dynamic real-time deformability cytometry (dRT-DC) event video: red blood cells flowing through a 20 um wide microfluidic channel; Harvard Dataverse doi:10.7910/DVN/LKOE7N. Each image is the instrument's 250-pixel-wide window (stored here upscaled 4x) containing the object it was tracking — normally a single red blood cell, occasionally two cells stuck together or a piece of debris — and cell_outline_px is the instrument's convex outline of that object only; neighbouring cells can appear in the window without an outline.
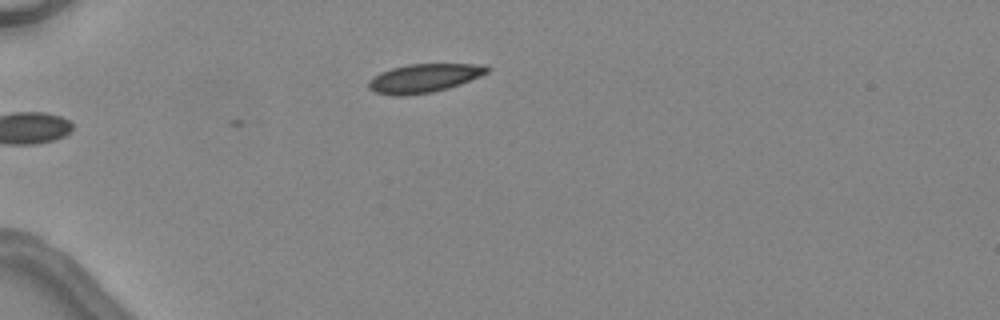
{"species": "common noctule bat (a hibernating species)", "species_latin": "Nyctalus noctula", "temperature_condition": "warm", "stored_images_in_passage": 2, "camera_frame_rate_fps": 3000, "um_per_image_px": 0.085, "animal": {"sex": "female", "body_mass_g": 24.6, "forearm_length_mm": 56.2}, "frame": {"image": 1, "passage_image": 1, "time_ms": 0.0, "image_size_px": [1000, 320], "cell_outline_px": [[488, 72], [480, 76], [460, 84], [448, 88], [432, 92], [404, 96], [392, 96], [376, 92], [368, 88], [368, 80], [380, 72], [392, 68], [408, 64], [484, 64], [488, 68]], "centroid_in_image_um": [36.01, 6.65], "position_along_channel_um": 49.0, "area_um2": 19.77}}